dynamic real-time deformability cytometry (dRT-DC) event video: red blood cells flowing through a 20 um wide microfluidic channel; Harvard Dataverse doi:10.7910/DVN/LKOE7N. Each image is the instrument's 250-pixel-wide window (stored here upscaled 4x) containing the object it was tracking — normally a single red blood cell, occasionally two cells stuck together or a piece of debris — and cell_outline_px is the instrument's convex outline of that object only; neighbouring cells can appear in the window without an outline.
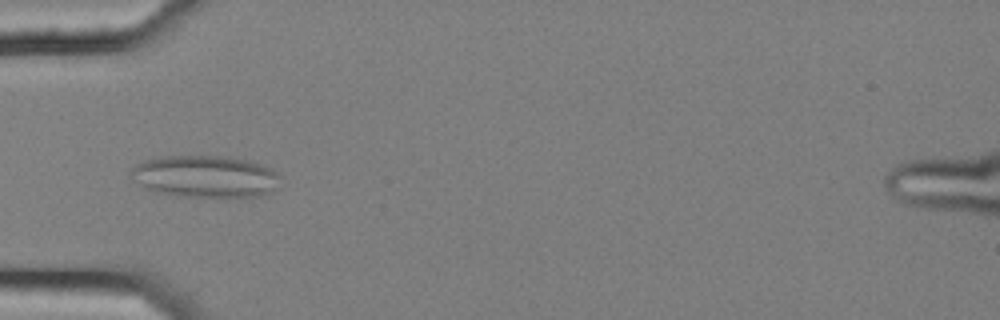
{"species": "common noctule bat (a hibernating species)", "species_latin": "Nyctalus noctula", "temperature_condition": "cold", "stored_images_in_passage": 6, "camera_frame_rate_fps": 3000, "um_per_image_px": 0.085, "animal": {"sex": "female", "body_mass_g": 25.1}, "frame": {"image": 1, "passage_image": 5, "time_ms": 1.333, "image_size_px": [1000, 320], "cell_outline_px": [[280, 188], [272, 192], [260, 196], [180, 196], [156, 192], [132, 180], [128, 176], [132, 168], [136, 164], [160, 156], [220, 156], [252, 160], [272, 168], [280, 176]], "centroid_in_image_um": [17.5, 14.99], "position_along_channel_um": 67.5, "area_um2": 36.82}}